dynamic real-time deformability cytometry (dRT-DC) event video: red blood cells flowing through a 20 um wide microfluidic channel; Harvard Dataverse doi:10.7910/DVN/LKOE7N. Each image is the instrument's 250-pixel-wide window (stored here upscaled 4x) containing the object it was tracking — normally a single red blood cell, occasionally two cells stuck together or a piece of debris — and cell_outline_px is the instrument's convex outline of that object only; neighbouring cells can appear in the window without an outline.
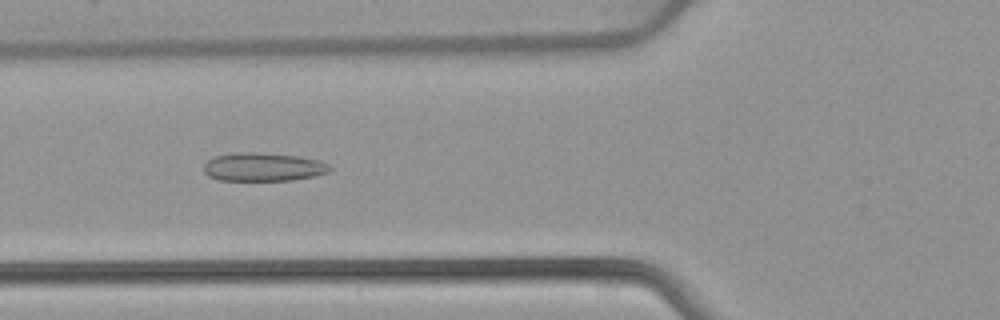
{"species": "common noctule bat (a hibernating species)", "species_latin": "Nyctalus noctula", "temperature_condition": "warm", "stored_images_in_passage": 52, "camera_frame_rate_fps": 3000, "um_per_image_px": 0.085, "animal": {"sex": "female", "body_mass_g": 22.7, "forearm_length_mm": 54.2}, "frame": {"image": 1, "passage_image": 20, "time_ms": 6.333, "image_size_px": [1000, 320], "cell_outline_px": [[332, 168], [328, 172], [312, 176], [292, 180], [220, 180], [208, 176], [204, 172], [204, 164], [208, 160], [216, 156], [236, 152], [252, 152], [300, 156], [320, 160], [328, 164]], "centroid_in_image_um": [22.37, 14.18], "position_along_channel_um": 103.4, "area_um2": 20.81}}
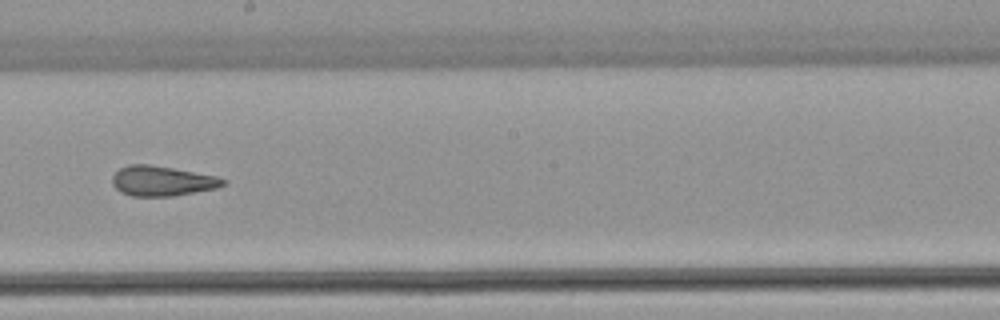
{"frame": {"image": 2, "passage_image": 30, "time_ms": 9.667, "image_size_px": [1000, 320], "cell_outline_px": [[228, 184], [216, 188], [172, 196], [132, 196], [120, 192], [112, 184], [112, 176], [120, 168], [128, 164], [148, 164], [172, 168], [216, 176], [228, 180]], "centroid_in_image_um": [13.78, 15.38], "position_along_channel_um": 234.4, "area_um2": 19.36}}
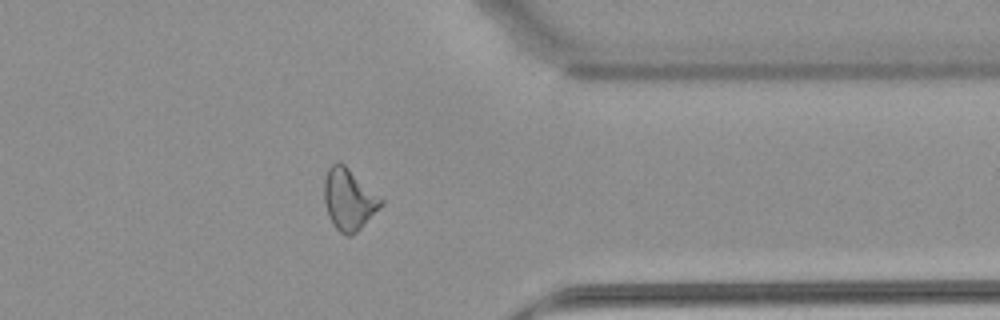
{"frame": {"image": 3, "passage_image": 42, "time_ms": 13.667, "image_size_px": [1000, 320], "cell_outline_px": [[384, 204], [352, 236], [344, 236], [332, 224], [324, 200], [324, 176], [328, 168], [336, 160], [340, 160], [384, 200]], "centroid_in_image_um": [29.64, 16.92], "position_along_channel_um": 381.8, "area_um2": 20.4}, "authors_computed_cell_mechanics": {"area_um2": 20.6635, "velocity_mm_per_s": 3.9236, "shape_relaxation_time_tau1_ms": null, "shape_relaxation_time_tau2_ms": 1.6824, "deformation_change_tau1": null, "deformation_change_tau2": 0.0966}}